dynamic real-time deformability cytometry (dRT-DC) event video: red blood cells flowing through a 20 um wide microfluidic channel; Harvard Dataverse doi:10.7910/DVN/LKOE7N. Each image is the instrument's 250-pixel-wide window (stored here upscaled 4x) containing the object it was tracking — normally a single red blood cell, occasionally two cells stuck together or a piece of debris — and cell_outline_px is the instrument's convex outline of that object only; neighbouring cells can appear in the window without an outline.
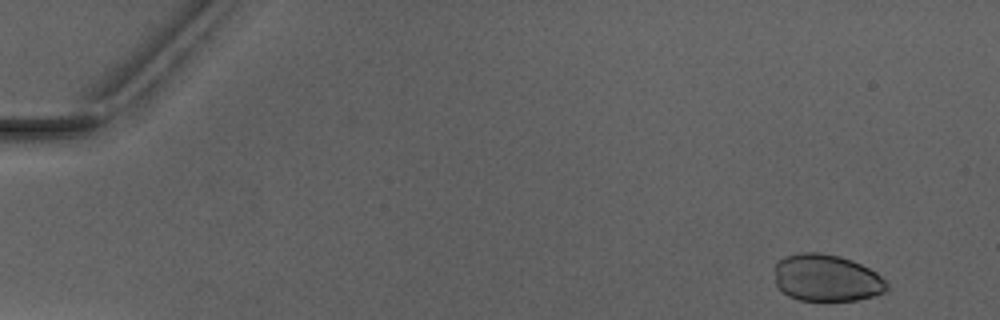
{"species": "Egyptian fruit bat (a non-hibernating species)", "species_latin": "Rousettus aegyptiacus", "temperature_condition": "warm", "stored_images_in_passage": 8, "camera_frame_rate_fps": 3000, "um_per_image_px": 0.085, "animal": {"sex": "male"}, "frame": {"image": 1, "passage_image": 1, "time_ms": 0.0, "image_size_px": [1000, 320], "cell_outline_px": [[888, 288], [884, 292], [872, 296], [856, 300], [800, 300], [788, 296], [780, 292], [776, 284], [776, 264], [784, 256], [800, 252], [820, 252], [840, 256], [852, 260], [876, 272], [888, 284]], "centroid_in_image_um": [70.24, 23.62], "position_along_channel_um": 14.8, "area_um2": 30.75}}